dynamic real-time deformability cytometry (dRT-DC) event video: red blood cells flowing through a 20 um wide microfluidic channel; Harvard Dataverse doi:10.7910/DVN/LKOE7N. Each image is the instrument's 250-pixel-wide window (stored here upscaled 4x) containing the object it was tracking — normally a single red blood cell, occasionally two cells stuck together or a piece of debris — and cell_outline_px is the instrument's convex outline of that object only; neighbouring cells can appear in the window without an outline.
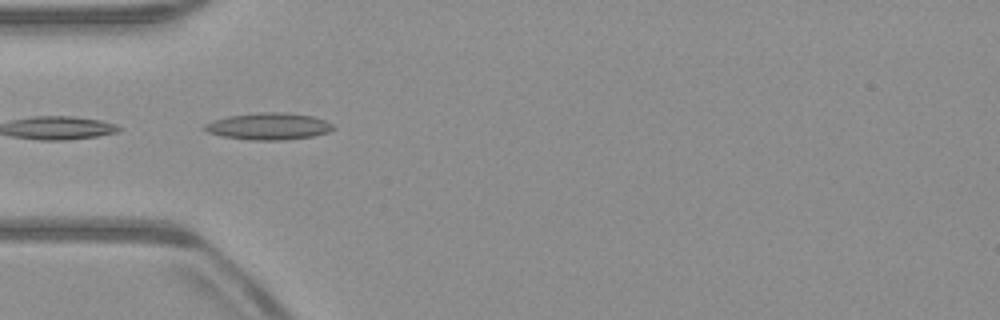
{"species": "common noctule bat (a hibernating species)", "species_latin": "Nyctalus noctula", "temperature_condition": "warm", "stored_images_in_passage": 14, "camera_frame_rate_fps": 3000, "um_per_image_px": 0.085, "animal": {"sex": "male", "body_mass_g": 23.1, "forearm_length_mm": 52.7}, "frame": {"image": 1, "passage_image": 1, "time_ms": 0.0, "image_size_px": [1000, 320], "cell_outline_px": [[336, 128], [328, 132], [312, 136], [284, 140], [252, 140], [224, 136], [208, 132], [204, 128], [204, 124], [212, 120], [228, 116], [260, 112], [284, 112], [312, 116], [324, 120], [332, 124]], "centroid_in_image_um": [22.84, 10.73], "position_along_channel_um": 62.2, "area_um2": 20.0}}